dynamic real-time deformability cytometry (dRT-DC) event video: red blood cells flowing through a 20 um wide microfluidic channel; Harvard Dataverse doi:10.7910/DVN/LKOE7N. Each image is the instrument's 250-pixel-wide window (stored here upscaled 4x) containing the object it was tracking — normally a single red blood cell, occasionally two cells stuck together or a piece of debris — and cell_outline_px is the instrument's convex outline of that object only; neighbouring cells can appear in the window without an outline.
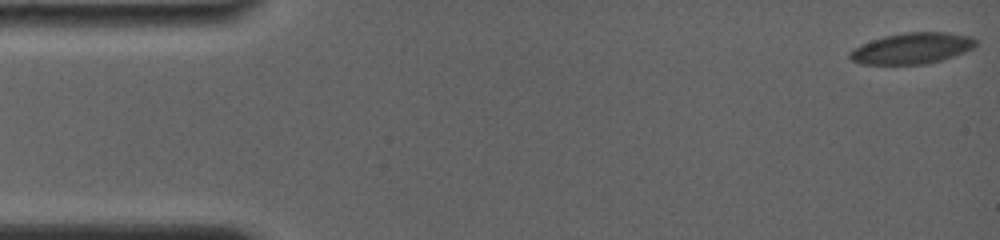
{"species": "common noctule bat (a hibernating species)", "species_latin": "Nyctalus noctula", "temperature_condition": "room temperature", "stored_images_in_passage": 73, "camera_frame_rate_fps": 4000, "um_per_image_px": 0.085, "animal": {"sex": "female", "body_mass_g": 19.0, "forearm_length_mm": 56.7}, "frame": {"image": 1, "passage_image": 1, "time_ms": 0.0, "image_size_px": [1000, 240], "cell_outline_px": [[976, 44], [972, 48], [964, 52], [940, 60], [924, 64], [860, 64], [852, 60], [848, 56], [848, 52], [852, 48], [860, 44], [884, 36], [904, 32], [948, 32], [972, 36], [976, 40]], "centroid_in_image_um": [77.48, 4.1], "position_along_channel_um": 7.5, "area_um2": 22.83}}
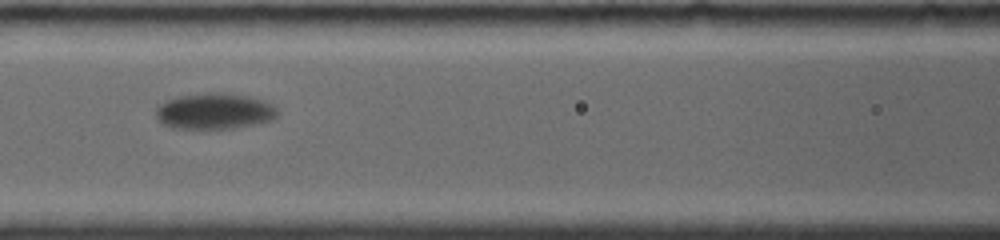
{"frame": {"image": 2, "passage_image": 32, "time_ms": 7.75, "image_size_px": [1000, 240], "cell_outline_px": [[280, 112], [272, 120], [256, 124], [236, 128], [172, 128], [160, 124], [156, 116], [156, 104], [180, 96], [204, 92], [220, 92], [248, 96], [264, 100], [272, 104]], "centroid_in_image_um": [18.22, 9.45], "position_along_channel_um": 148.4, "area_um2": 25.84}}
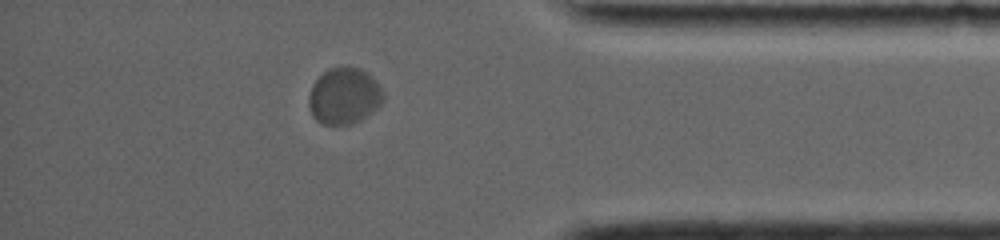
{"frame": {"image": 3, "passage_image": 63, "time_ms": 15.5, "image_size_px": [1000, 240], "cell_outline_px": [[384, 100], [372, 112], [360, 120], [352, 124], [324, 124], [316, 120], [312, 116], [308, 104], [308, 96], [312, 84], [328, 68], [360, 68], [368, 72], [380, 84], [384, 92]], "centroid_in_image_um": [29.26, 8.16], "position_along_channel_um": 405.9, "area_um2": 24.57}, "authors_computed_cell_mechanics": {"area_um2": 23.9292, "velocity_mm_per_s": 3.4718, "shape_relaxation_time_tau1_ms": 3.8457, "shape_relaxation_time_tau2_ms": null, "deformation_change_tau1": 0.0954, "deformation_change_tau2": null}}